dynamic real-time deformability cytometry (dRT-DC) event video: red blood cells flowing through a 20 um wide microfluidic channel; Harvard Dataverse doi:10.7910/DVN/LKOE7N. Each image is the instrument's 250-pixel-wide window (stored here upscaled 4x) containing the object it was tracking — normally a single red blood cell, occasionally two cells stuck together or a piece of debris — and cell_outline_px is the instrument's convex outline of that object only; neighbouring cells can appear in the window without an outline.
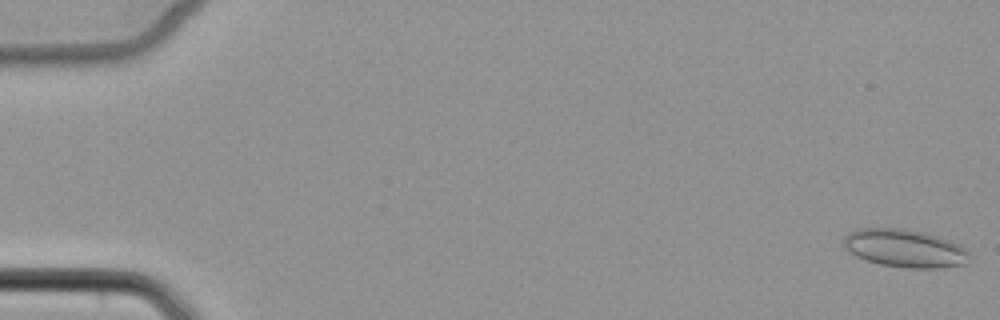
{"species": "common noctule bat (a hibernating species)", "species_latin": "Nyctalus noctula", "temperature_condition": "cold", "stored_images_in_passage": 6, "camera_frame_rate_fps": 3000, "um_per_image_px": 0.085, "animal": {"sex": "female", "body_mass_g": 22.7, "forearm_length_mm": 54.2}, "frame": {"image": 1, "passage_image": 1, "time_ms": 0.0, "image_size_px": [1000, 320], "cell_outline_px": [[968, 256], [964, 264], [944, 268], [904, 268], [880, 264], [864, 260], [848, 252], [844, 248], [844, 236], [856, 228], [904, 228], [924, 232], [960, 244], [968, 252]], "centroid_in_image_um": [76.86, 21.11], "position_along_channel_um": 8.1, "area_um2": 27.98}}
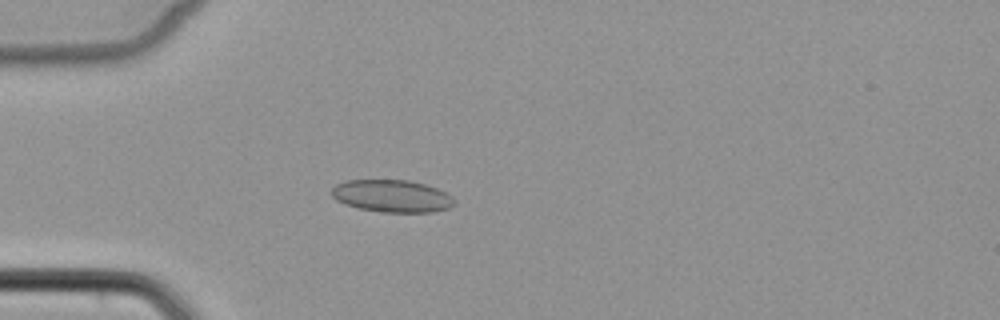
{"frame": {"image": 2, "passage_image": 5, "time_ms": 5.0, "image_size_px": [1000, 320], "cell_outline_px": [[456, 204], [448, 208], [432, 212], [380, 212], [360, 208], [344, 204], [336, 200], [332, 196], [332, 188], [336, 184], [344, 180], [408, 180], [424, 184], [436, 188], [452, 196], [456, 200]], "centroid_in_image_um": [33.31, 16.66], "position_along_channel_um": 51.7, "area_um2": 23.18}}